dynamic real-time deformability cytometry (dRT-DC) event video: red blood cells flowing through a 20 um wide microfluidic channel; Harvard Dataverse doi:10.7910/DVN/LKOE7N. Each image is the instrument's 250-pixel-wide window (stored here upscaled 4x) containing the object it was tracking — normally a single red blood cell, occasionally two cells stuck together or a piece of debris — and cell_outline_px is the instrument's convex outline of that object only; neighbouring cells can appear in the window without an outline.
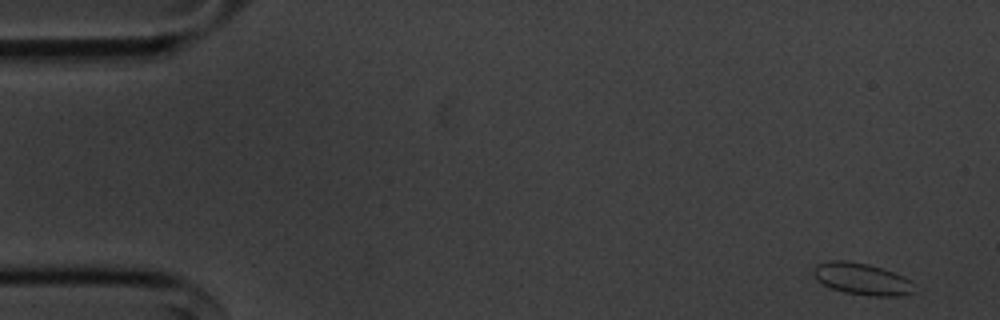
{"species": "common noctule bat (a hibernating species)", "species_latin": "Nyctalus noctula", "temperature_condition": "cold", "stored_images_in_passage": 13, "camera_frame_rate_fps": 3000, "um_per_image_px": 0.085, "animal": {"sex": "male", "body_mass_g": 20.1, "forearm_length_mm": 53.5}, "frame": {"image": 1, "passage_image": 1, "time_ms": 0.0, "image_size_px": [1000, 320], "cell_outline_px": [[912, 292], [900, 296], [868, 296], [844, 292], [832, 288], [816, 280], [812, 272], [812, 268], [816, 264], [832, 260], [848, 260], [868, 264], [892, 272], [908, 280]], "centroid_in_image_um": [73.14, 23.7], "position_along_channel_um": 11.9, "area_um2": 18.32}}